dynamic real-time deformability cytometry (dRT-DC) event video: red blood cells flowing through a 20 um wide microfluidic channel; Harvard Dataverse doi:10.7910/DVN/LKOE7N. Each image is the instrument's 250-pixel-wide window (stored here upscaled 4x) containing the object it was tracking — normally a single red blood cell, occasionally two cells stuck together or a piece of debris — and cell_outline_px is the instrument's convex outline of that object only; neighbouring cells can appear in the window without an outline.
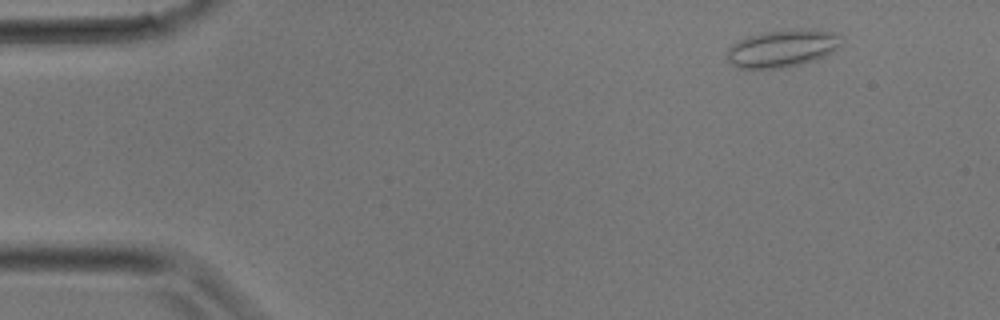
{"species": "common noctule bat (a hibernating species)", "species_latin": "Nyctalus noctula", "temperature_condition": "room temperature", "stored_images_in_passage": 31, "camera_frame_rate_fps": 3000, "um_per_image_px": 0.085, "animal": {"sex": "male", "body_mass_g": 17.9}, "frame": {"image": 1, "passage_image": 1, "time_ms": 0.0, "image_size_px": [1000, 320], "cell_outline_px": [[844, 44], [832, 52], [816, 60], [784, 68], [736, 68], [728, 60], [728, 48], [732, 44], [740, 40], [764, 32], [800, 28], [836, 32], [844, 36]], "centroid_in_image_um": [66.59, 4.1], "position_along_channel_um": 18.4, "area_um2": 25.14}}
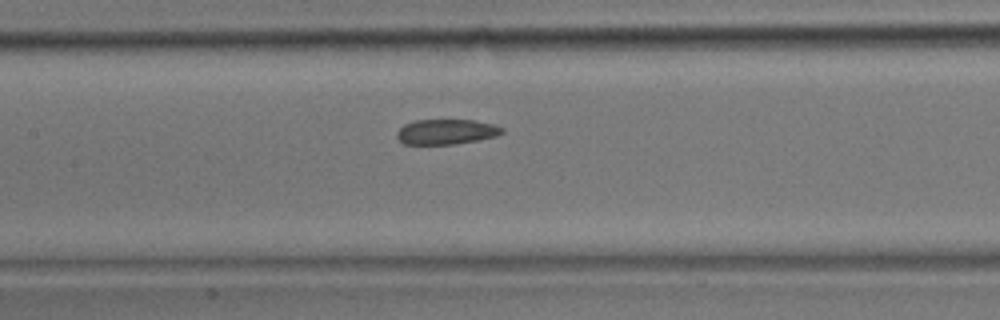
{"frame": {"image": 2, "passage_image": 13, "time_ms": 4.0, "image_size_px": [1000, 320], "cell_outline_px": [[504, 132], [496, 136], [456, 144], [404, 144], [396, 136], [396, 132], [404, 124], [416, 120], [476, 120], [492, 124], [504, 128]], "centroid_in_image_um": [37.93, 11.2], "position_along_channel_um": 169.5, "area_um2": 15.37}}
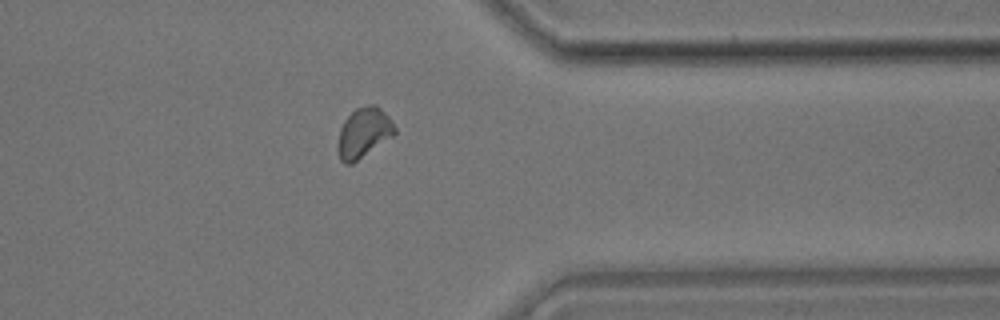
{"frame": {"image": 3, "passage_image": 24, "time_ms": 7.667, "image_size_px": [1000, 320], "cell_outline_px": [[396, 132], [392, 136], [352, 164], [344, 164], [340, 160], [336, 148], [340, 128], [344, 120], [356, 108], [368, 104], [376, 104], [392, 120], [396, 128]], "centroid_in_image_um": [30.89, 11.28], "position_along_channel_um": 380.5, "area_um2": 16.65}}